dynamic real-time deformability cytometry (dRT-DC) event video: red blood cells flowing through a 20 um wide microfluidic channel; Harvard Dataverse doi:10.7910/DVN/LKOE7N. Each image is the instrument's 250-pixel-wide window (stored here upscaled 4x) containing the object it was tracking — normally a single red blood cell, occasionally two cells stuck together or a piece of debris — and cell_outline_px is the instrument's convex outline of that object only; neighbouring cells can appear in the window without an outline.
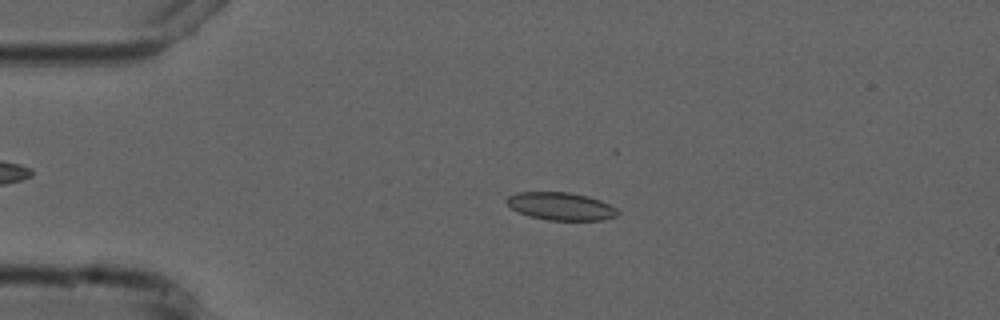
{"species": "common noctule bat (a hibernating species)", "species_latin": "Nyctalus noctula", "temperature_condition": "cold", "stored_images_in_passage": 3, "camera_frame_rate_fps": 3000, "um_per_image_px": 0.085, "animal": {"sex": "male", "forearm_length_mm": 52.5}, "frame": {"image": 1, "passage_image": 2, "time_ms": 1.0, "image_size_px": [1000, 320], "cell_outline_px": [[620, 212], [616, 216], [604, 220], [548, 220], [528, 216], [512, 208], [504, 200], [508, 196], [516, 192], [568, 192], [588, 196], [600, 200], [616, 208]], "centroid_in_image_um": [47.67, 17.53], "position_along_channel_um": 37.3, "area_um2": 17.98}}